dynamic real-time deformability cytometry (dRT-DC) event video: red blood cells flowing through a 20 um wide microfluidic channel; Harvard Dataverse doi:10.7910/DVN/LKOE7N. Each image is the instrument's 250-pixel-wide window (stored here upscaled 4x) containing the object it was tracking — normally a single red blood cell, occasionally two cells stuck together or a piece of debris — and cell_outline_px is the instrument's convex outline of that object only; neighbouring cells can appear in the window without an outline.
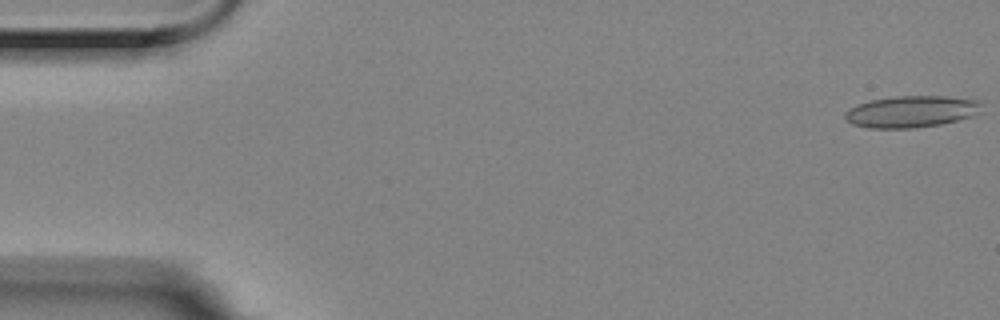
{"species": "Egyptian fruit bat (a non-hibernating species)", "species_latin": "Rousettus aegyptiacus", "temperature_condition": "room temperature", "stored_images_in_passage": 5, "camera_frame_rate_fps": 3000, "um_per_image_px": 0.085, "animal": {"sex": "female"}, "frame": {"image": 1, "passage_image": 1, "time_ms": 0.0, "image_size_px": [1000, 320], "cell_outline_px": [[984, 100], [972, 116], [940, 124], [912, 128], [868, 128], [852, 124], [844, 116], [844, 112], [848, 108], [856, 104], [872, 100], [896, 96], [948, 96]], "centroid_in_image_um": [77.43, 9.47], "position_along_channel_um": 7.6, "area_um2": 25.14}}
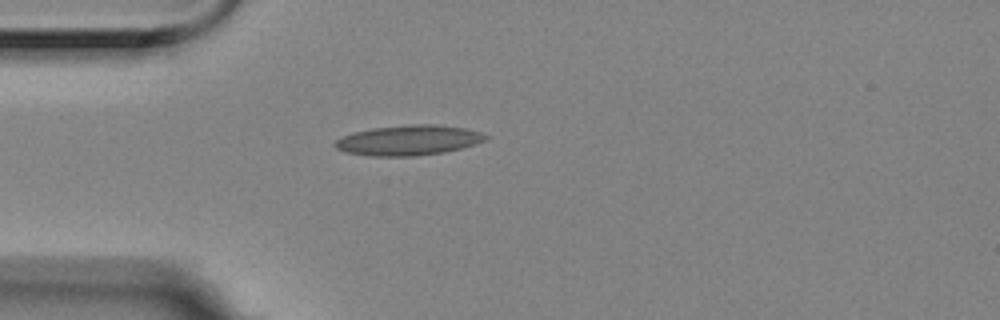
{"frame": {"image": 2, "passage_image": 5, "time_ms": 1.333, "image_size_px": [1000, 320], "cell_outline_px": [[488, 140], [476, 144], [444, 152], [412, 156], [368, 156], [344, 152], [336, 148], [332, 144], [336, 140], [352, 132], [372, 128], [408, 124], [436, 124], [464, 128], [480, 132], [488, 136]], "centroid_in_image_um": [34.7, 11.92], "position_along_channel_um": 50.3, "area_um2": 26.59}}